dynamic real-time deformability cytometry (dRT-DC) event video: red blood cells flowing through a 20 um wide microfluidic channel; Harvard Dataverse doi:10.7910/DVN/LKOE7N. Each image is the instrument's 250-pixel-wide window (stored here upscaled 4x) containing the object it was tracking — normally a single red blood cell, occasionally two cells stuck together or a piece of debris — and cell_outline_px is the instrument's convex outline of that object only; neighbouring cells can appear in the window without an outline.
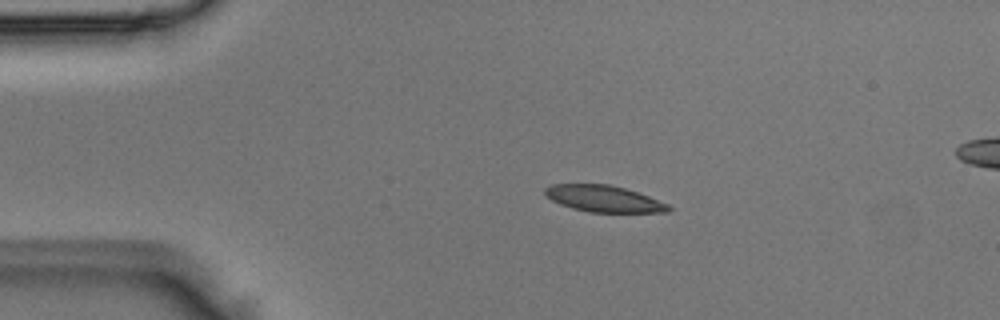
{"species": "Egyptian fruit bat (a non-hibernating species)", "species_latin": "Rousettus aegyptiacus", "temperature_condition": "room temperature", "stored_images_in_passage": 42, "segment_of_instrument_passage": [1, 2], "camera_frame_rate_fps": 3000, "um_per_image_px": 0.085, "animal": {"sex": "male"}, "frame": {"image": 1, "passage_image": 1, "time_ms": 0.0, "image_size_px": [1000, 320], "cell_outline_px": [[672, 208], [668, 212], [588, 212], [572, 208], [560, 204], [552, 200], [544, 192], [544, 188], [552, 184], [608, 184], [624, 188], [648, 196], [668, 204]], "centroid_in_image_um": [51.31, 16.89], "position_along_channel_um": 33.7, "area_um2": 18.9}}
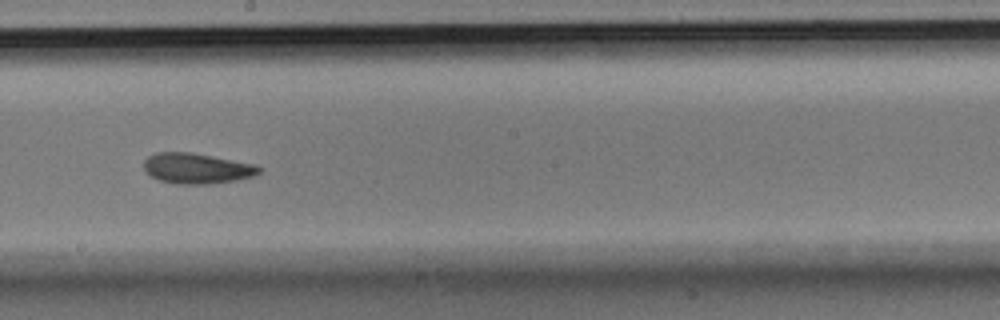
{"frame": {"image": 2, "passage_image": 19, "time_ms": 6.0, "image_size_px": [1000, 320], "cell_outline_px": [[260, 172], [252, 176], [236, 180], [208, 184], [176, 184], [160, 180], [144, 172], [144, 160], [148, 156], [156, 152], [192, 152], [256, 164], [260, 168]], "centroid_in_image_um": [16.7, 14.3], "position_along_channel_um": 231.5, "area_um2": 20.52}}
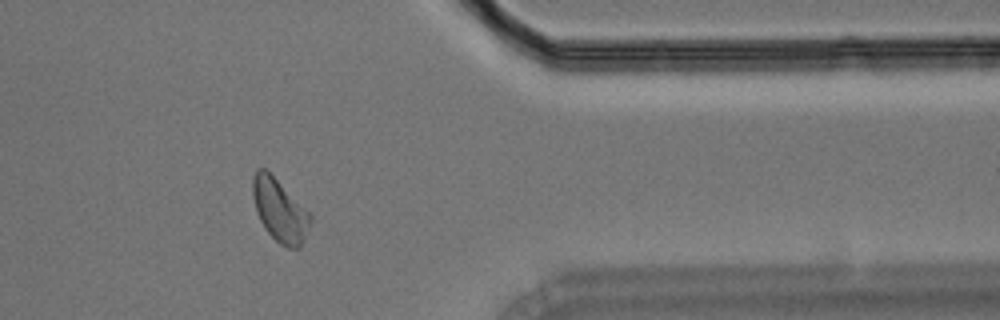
{"frame": {"image": 3, "passage_image": 32, "time_ms": 10.333, "image_size_px": [1000, 320], "cell_outline_px": [[312, 220], [300, 248], [288, 248], [280, 244], [264, 228], [256, 212], [252, 196], [252, 176], [256, 168], [264, 168], [312, 212]], "centroid_in_image_um": [23.78, 17.86], "position_along_channel_um": 387.6, "area_um2": 21.33}}